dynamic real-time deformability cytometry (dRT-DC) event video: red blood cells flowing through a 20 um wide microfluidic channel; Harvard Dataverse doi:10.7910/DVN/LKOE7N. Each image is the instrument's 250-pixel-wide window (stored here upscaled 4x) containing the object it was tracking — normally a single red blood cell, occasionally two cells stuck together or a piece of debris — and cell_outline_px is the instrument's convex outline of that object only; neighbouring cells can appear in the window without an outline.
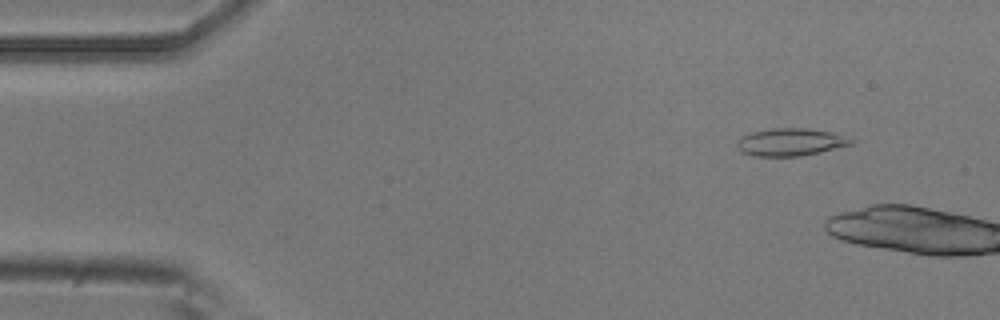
{"species": "common noctule bat (a hibernating species)", "species_latin": "Nyctalus noctula", "temperature_condition": "room temperature", "stored_images_in_passage": 5, "camera_frame_rate_fps": 3000, "um_per_image_px": 0.085, "animal": {"sex": "male", "body_mass_g": 20.5, "forearm_length_mm": 52.5}, "frame": {"image": 1, "passage_image": 2, "time_ms": 0.333, "image_size_px": [1000, 320], "cell_outline_px": [[856, 140], [852, 144], [820, 152], [800, 156], [756, 156], [740, 152], [736, 148], [736, 140], [740, 136], [752, 132], [772, 128], [804, 128], [832, 132]], "centroid_in_image_um": [67.14, 12.08], "position_along_channel_um": 17.9, "area_um2": 18.44}}